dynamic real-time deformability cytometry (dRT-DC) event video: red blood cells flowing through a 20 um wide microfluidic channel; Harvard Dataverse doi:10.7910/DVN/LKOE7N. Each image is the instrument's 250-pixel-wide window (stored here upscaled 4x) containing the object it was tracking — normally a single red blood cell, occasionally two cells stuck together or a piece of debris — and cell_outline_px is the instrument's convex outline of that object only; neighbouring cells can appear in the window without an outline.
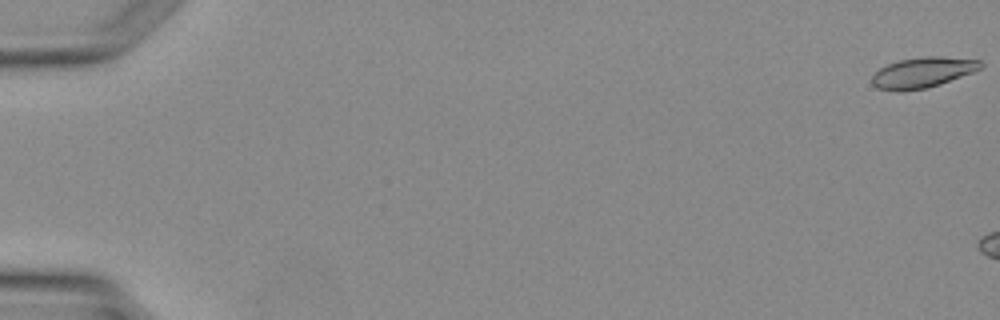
{"species": "Egyptian fruit bat (a non-hibernating species)", "species_latin": "Rousettus aegyptiacus", "temperature_condition": "warm", "stored_images_in_passage": 7, "camera_frame_rate_fps": 3000, "um_per_image_px": 0.085, "animal": {"sex": "female"}, "frame": {"image": 1, "passage_image": 1, "time_ms": 0.0, "image_size_px": [1000, 320], "cell_outline_px": [[984, 64], [980, 68], [972, 72], [940, 84], [924, 88], [900, 92], [896, 92], [876, 88], [872, 84], [872, 76], [880, 68], [888, 64], [900, 60], [924, 56], [940, 56], [980, 60]], "centroid_in_image_um": [78.4, 6.17], "position_along_channel_um": 6.6, "area_um2": 19.25}}
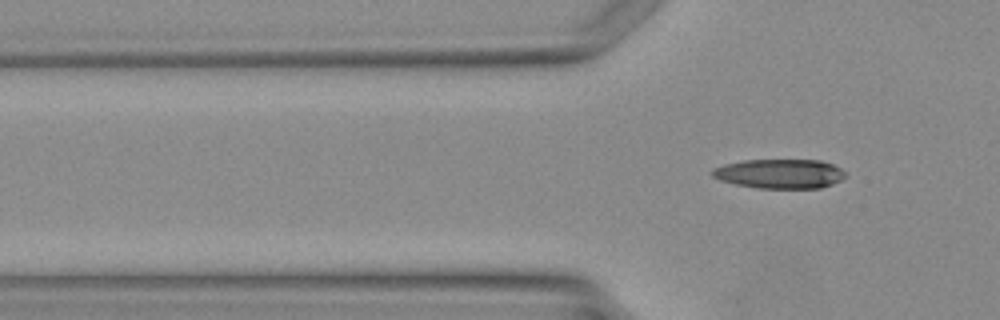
{"frame": {"image": 2, "passage_image": 7, "time_ms": 8.667, "image_size_px": [1000, 320], "cell_outline_px": [[848, 176], [832, 184], [820, 188], [756, 188], [736, 184], [720, 180], [712, 176], [712, 172], [716, 168], [724, 164], [744, 160], [820, 160], [832, 164], [840, 168]], "centroid_in_image_um": [66.3, 14.77], "position_along_channel_um": 59.5, "area_um2": 22.72}}